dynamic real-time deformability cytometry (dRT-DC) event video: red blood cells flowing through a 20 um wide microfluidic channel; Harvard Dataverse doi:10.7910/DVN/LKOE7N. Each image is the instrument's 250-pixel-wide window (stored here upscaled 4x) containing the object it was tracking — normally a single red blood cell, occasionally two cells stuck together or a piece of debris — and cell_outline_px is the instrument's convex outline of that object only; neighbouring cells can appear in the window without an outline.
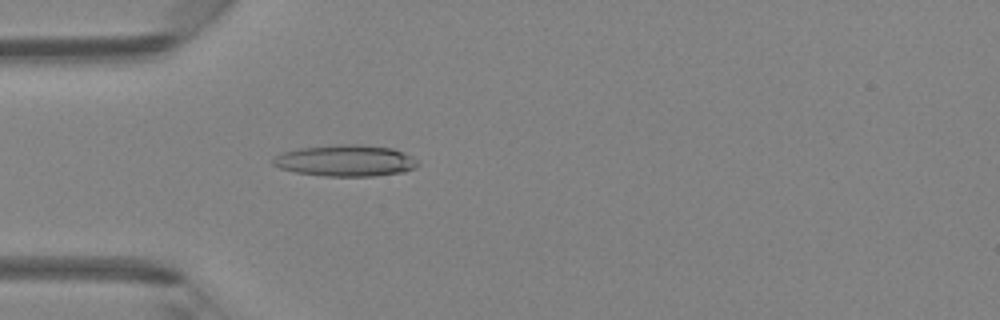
{"species": "Egyptian fruit bat (a non-hibernating species)", "species_latin": "Rousettus aegyptiacus", "temperature_condition": "room temperature", "stored_images_in_passage": 3, "camera_frame_rate_fps": 3000, "um_per_image_px": 0.085, "animal": {"sex": "female"}, "frame": {"image": 1, "passage_image": 3, "time_ms": 2.333, "image_size_px": [1000, 320], "cell_outline_px": [[420, 164], [404, 172], [376, 176], [324, 176], [296, 172], [280, 168], [272, 164], [272, 160], [276, 156], [284, 152], [300, 148], [336, 144], [356, 144], [392, 148], [412, 156]], "centroid_in_image_um": [29.38, 13.65], "position_along_channel_um": 55.6, "area_um2": 26.41}}